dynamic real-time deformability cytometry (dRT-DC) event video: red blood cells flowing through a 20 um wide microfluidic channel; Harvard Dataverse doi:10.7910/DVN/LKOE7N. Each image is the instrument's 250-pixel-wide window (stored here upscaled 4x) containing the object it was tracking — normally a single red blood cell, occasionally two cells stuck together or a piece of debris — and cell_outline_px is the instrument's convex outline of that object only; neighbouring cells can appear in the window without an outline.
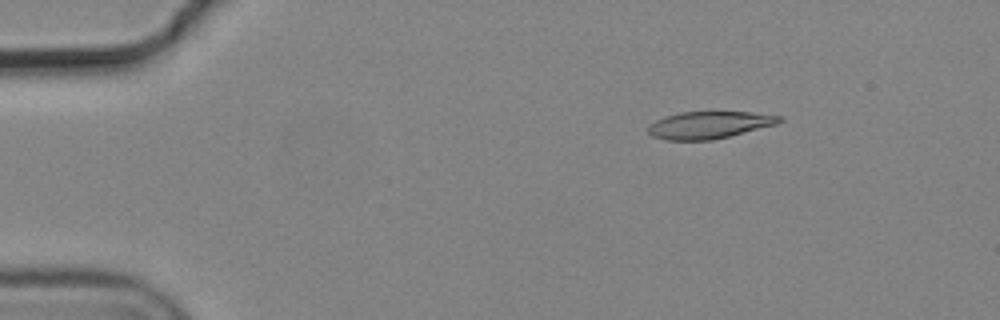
{"species": "common noctule bat (a hibernating species)", "species_latin": "Nyctalus noctula", "temperature_condition": "cold", "stored_images_in_passage": 7, "camera_frame_rate_fps": 3000, "um_per_image_px": 0.085, "animal": {"sex": "male", "body_mass_g": 19.2, "forearm_length_mm": 51.8}, "frame": {"image": 1, "passage_image": 3, "time_ms": 0.667, "image_size_px": [1000, 320], "cell_outline_px": [[784, 120], [776, 124], [712, 140], [664, 140], [652, 136], [648, 132], [648, 124], [664, 116], [680, 112], [752, 112], [784, 116]], "centroid_in_image_um": [60.26, 10.61], "position_along_channel_um": 24.7, "area_um2": 20.81}}
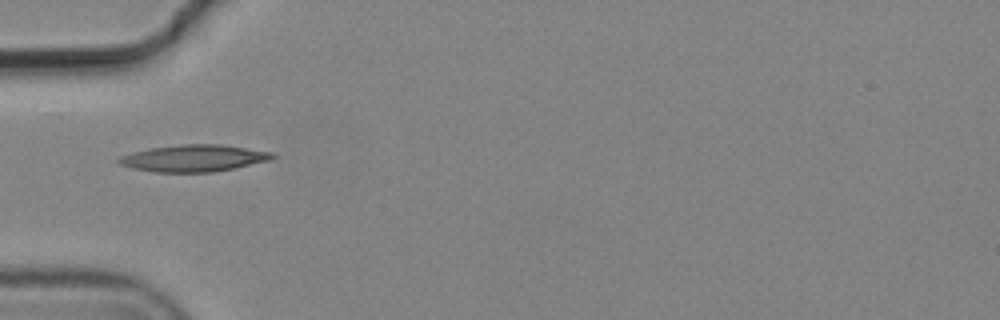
{"frame": {"image": 2, "passage_image": 6, "time_ms": 1.667, "image_size_px": [1000, 320], "cell_outline_px": [[276, 156], [272, 160], [212, 172], [156, 172], [132, 168], [120, 164], [116, 160], [120, 156], [132, 152], [148, 148], [180, 144], [220, 144], [272, 152]], "centroid_in_image_um": [16.45, 13.44], "position_along_channel_um": 68.6, "area_um2": 23.99}}
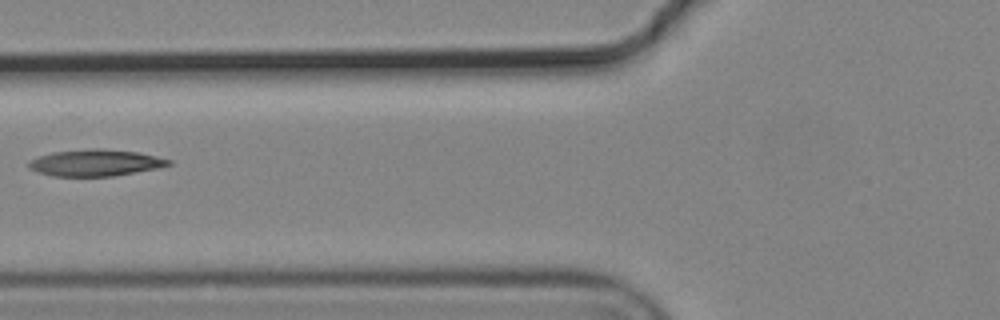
{"frame": {"image": 3, "passage_image": 7, "time_ms": 2.0, "image_size_px": [1000, 320], "cell_outline_px": [[172, 164], [160, 168], [112, 176], [52, 176], [28, 168], [28, 160], [52, 152], [88, 148], [100, 148], [136, 152], [156, 156], [172, 160]], "centroid_in_image_um": [8.12, 13.83], "position_along_channel_um": 117.7, "area_um2": 21.73}}